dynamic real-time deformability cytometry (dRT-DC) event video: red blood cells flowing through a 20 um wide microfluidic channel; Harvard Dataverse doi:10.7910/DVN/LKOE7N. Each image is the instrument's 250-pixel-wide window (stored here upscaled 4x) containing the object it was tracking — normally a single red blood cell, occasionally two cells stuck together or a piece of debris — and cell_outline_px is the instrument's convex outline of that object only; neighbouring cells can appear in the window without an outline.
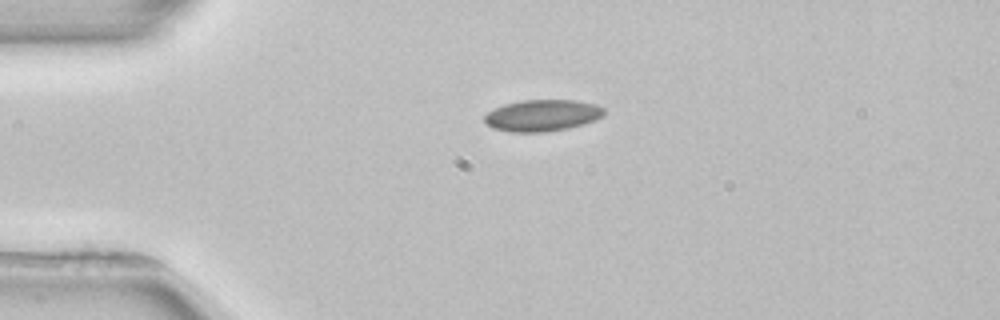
{"species": "common noctule bat (a hibernating species)", "species_latin": "Nyctalus noctula", "temperature_condition": "room temperature", "stored_images_in_passage": 3, "camera_frame_rate_fps": 3000, "um_per_image_px": 0.085, "animal": {"sex": "female", "body_mass_g": 22.7, "forearm_length_mm": 54.2}, "frame": {"image": 1, "passage_image": 1, "time_ms": 0.0, "image_size_px": [1000, 320], "cell_outline_px": [[604, 116], [596, 120], [584, 124], [568, 128], [544, 132], [508, 132], [492, 128], [484, 120], [484, 116], [488, 112], [504, 104], [520, 100], [576, 100], [596, 104], [604, 108]], "centroid_in_image_um": [46.11, 9.81], "position_along_channel_um": 38.9, "area_um2": 22.14}}
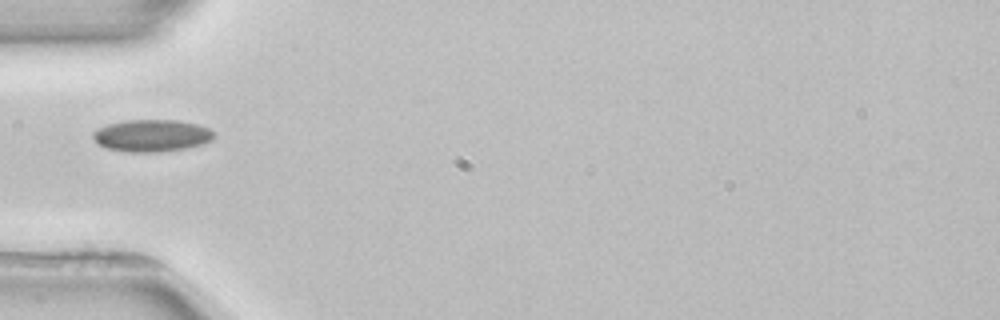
{"frame": {"image": 2, "passage_image": 2, "time_ms": 1.667, "image_size_px": [1000, 320], "cell_outline_px": [[216, 136], [212, 140], [204, 144], [188, 148], [160, 152], [128, 152], [108, 148], [100, 144], [92, 136], [100, 128], [108, 124], [128, 120], [176, 120], [196, 124], [208, 128], [216, 132]], "centroid_in_image_um": [12.99, 11.53], "position_along_channel_um": 72.0, "area_um2": 22.54}}